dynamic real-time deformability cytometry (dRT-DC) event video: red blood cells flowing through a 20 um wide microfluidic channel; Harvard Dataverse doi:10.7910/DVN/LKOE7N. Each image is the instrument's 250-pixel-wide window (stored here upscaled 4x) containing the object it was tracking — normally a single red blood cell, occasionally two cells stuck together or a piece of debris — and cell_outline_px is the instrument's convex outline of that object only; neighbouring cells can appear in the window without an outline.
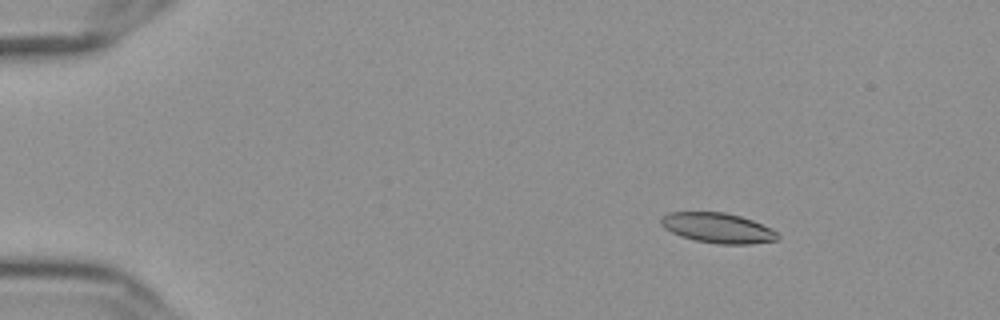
{"species": "Egyptian fruit bat (a non-hibernating species)", "species_latin": "Rousettus aegyptiacus", "temperature_condition": "cold", "stored_images_in_passage": 57, "camera_frame_rate_fps": 3000, "um_per_image_px": 0.085, "frame": {"image": 1, "passage_image": 9, "time_ms": 2.667, "image_size_px": [1000, 320], "cell_outline_px": [[780, 236], [776, 240], [748, 244], [716, 244], [696, 240], [680, 236], [664, 228], [660, 224], [660, 220], [668, 212], [724, 212], [740, 216], [752, 220], [772, 228]], "centroid_in_image_um": [61.0, 19.37], "position_along_channel_um": 24.0, "area_um2": 20.4}}
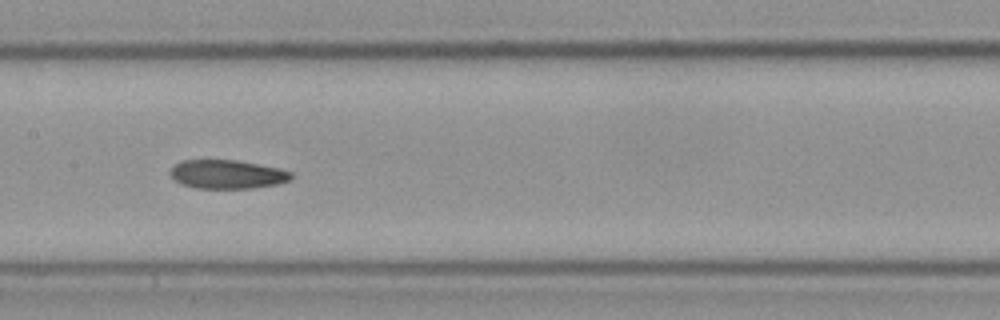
{"frame": {"image": 2, "passage_image": 30, "time_ms": 9.667, "image_size_px": [1000, 320], "cell_outline_px": [[292, 180], [276, 184], [252, 188], [196, 188], [180, 184], [168, 172], [180, 160], [236, 160], [280, 168], [292, 172]], "centroid_in_image_um": [19.32, 14.81], "position_along_channel_um": 188.1, "area_um2": 20.29}}
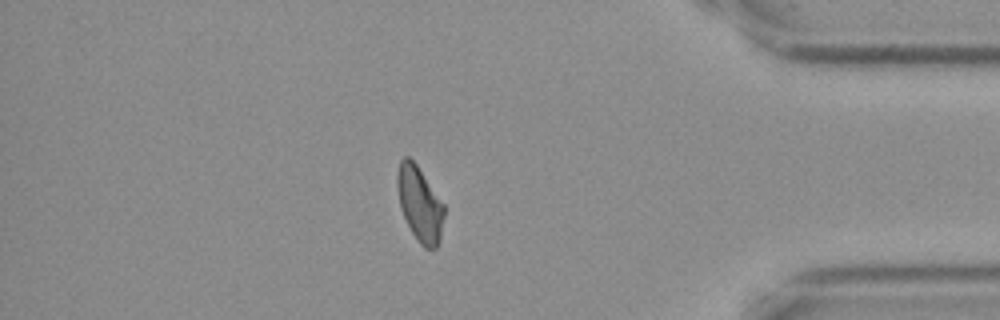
{"frame": {"image": 3, "passage_image": 50, "time_ms": 16.333, "image_size_px": [1000, 320], "cell_outline_px": [[444, 216], [440, 240], [436, 248], [424, 248], [420, 244], [412, 232], [400, 208], [396, 184], [396, 172], [400, 160], [404, 156], [408, 156], [416, 164], [444, 204]], "centroid_in_image_um": [35.66, 17.32], "position_along_channel_um": 399.5, "area_um2": 20.4}, "authors_computed_cell_mechanics": {"area_um2": 20.519, "velocity_mm_per_s": 3.6107, "shape_relaxation_time_tau1_ms": null, "shape_relaxation_time_tau2_ms": 6.7623, "deformation_change_tau1": null, "deformation_change_tau2": 0.1274}}